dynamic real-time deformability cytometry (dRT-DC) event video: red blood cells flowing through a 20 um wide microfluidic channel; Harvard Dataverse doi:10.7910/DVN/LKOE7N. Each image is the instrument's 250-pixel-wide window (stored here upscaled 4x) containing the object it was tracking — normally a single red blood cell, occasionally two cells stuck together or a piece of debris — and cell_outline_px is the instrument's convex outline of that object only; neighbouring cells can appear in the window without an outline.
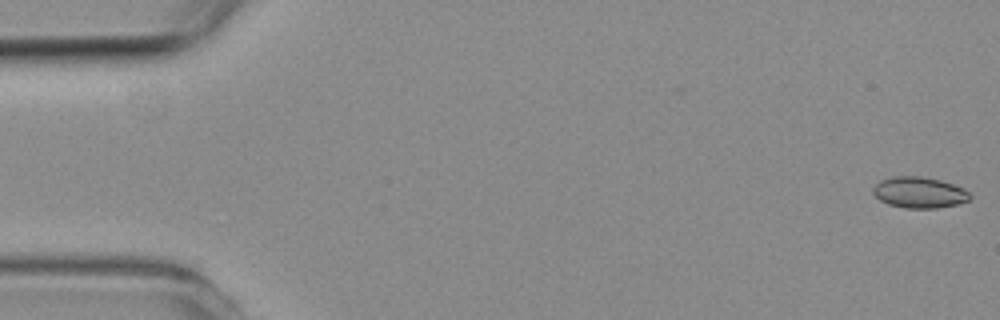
{"species": "common noctule bat (a hibernating species)", "species_latin": "Nyctalus noctula", "temperature_condition": "room temperature", "stored_images_in_passage": 6, "camera_frame_rate_fps": 3000, "um_per_image_px": 0.085, "animal": {"sex": "female", "body_mass_g": 19.3, "forearm_length_mm": 54.1}, "frame": {"image": 1, "passage_image": 1, "time_ms": 0.0, "image_size_px": [1000, 320], "cell_outline_px": [[972, 196], [968, 200], [956, 204], [936, 208], [904, 208], [888, 204], [880, 200], [872, 192], [872, 188], [880, 180], [892, 176], [924, 176], [940, 180], [964, 188]], "centroid_in_image_um": [78.11, 16.35], "position_along_channel_um": 6.9, "area_um2": 17.57}}
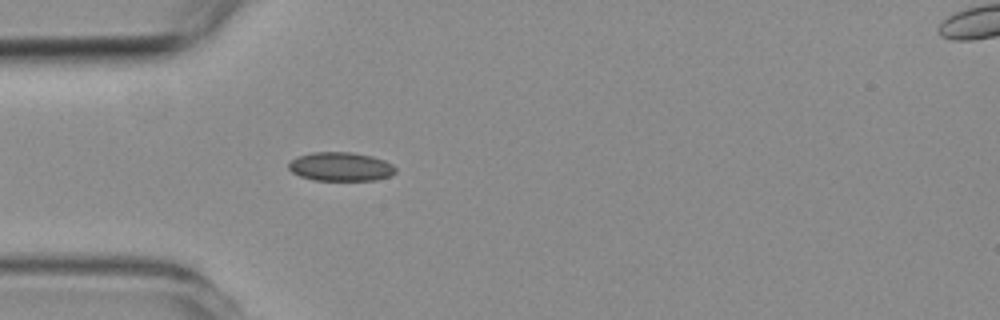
{"frame": {"image": 2, "passage_image": 5, "time_ms": 4.667, "image_size_px": [1000, 320], "cell_outline_px": [[396, 172], [388, 176], [376, 180], [312, 180], [300, 176], [292, 172], [288, 168], [288, 164], [296, 156], [312, 152], [352, 152], [372, 156], [384, 160], [392, 164], [396, 168]], "centroid_in_image_um": [28.94, 14.16], "position_along_channel_um": 56.1, "area_um2": 18.03}}